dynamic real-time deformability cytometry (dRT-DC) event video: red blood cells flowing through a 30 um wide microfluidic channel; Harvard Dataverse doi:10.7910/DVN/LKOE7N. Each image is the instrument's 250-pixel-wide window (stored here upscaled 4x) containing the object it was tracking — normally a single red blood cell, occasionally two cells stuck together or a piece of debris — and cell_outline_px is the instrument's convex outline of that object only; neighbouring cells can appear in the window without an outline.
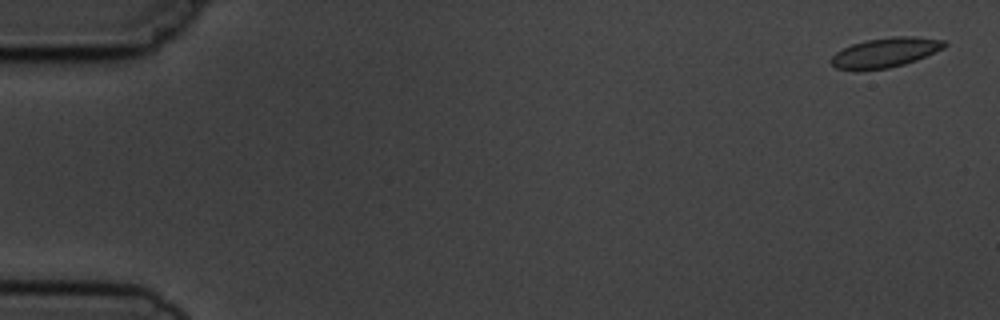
{"species": "common noctule bat (a hibernating species)", "species_latin": "Nyctalus noctula", "temperature_condition": "cold", "stored_images_in_passage": 3, "camera_frame_rate_fps": 3000, "um_per_image_px": 0.085, "animal": {"sex": "male", "body_mass_g": 19.5, "forearm_length_mm": 54.6}, "frame": {"image": 1, "passage_image": 1, "time_ms": 0.0, "image_size_px": [1000, 320], "cell_outline_px": [[948, 44], [944, 48], [916, 60], [904, 64], [888, 68], [836, 68], [828, 60], [836, 52], [852, 44], [864, 40], [896, 36], [916, 36], [944, 40]], "centroid_in_image_um": [75.29, 4.43], "position_along_channel_um": 9.7, "area_um2": 19.19}}